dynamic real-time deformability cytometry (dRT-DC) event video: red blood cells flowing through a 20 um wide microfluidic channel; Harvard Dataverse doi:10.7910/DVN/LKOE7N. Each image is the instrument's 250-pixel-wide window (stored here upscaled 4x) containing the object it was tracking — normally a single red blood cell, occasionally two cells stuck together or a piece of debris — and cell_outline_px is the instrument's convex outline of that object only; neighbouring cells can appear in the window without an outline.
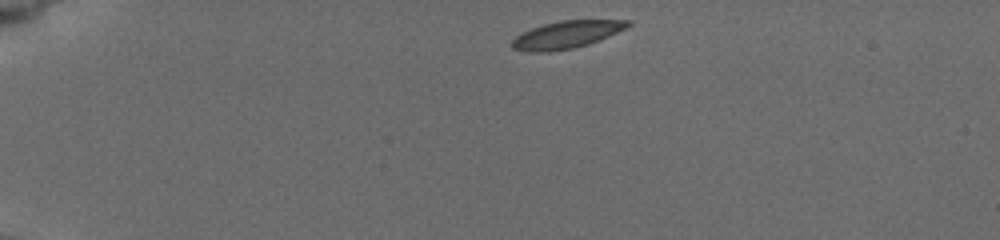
{"species": "common noctule bat (a hibernating species)", "species_latin": "Nyctalus noctula", "temperature_condition": "cold", "stored_images_in_passage": 6, "camera_frame_rate_fps": 3000, "um_per_image_px": 0.085, "animal": {"sex": "female", "body_mass_g": 19.5, "forearm_length_mm": 54.1}, "frame": {"image": 1, "passage_image": 1, "time_ms": 0.0, "image_size_px": [1000, 240], "cell_outline_px": [[632, 24], [608, 36], [588, 44], [572, 48], [548, 52], [524, 52], [512, 48], [512, 40], [516, 36], [532, 28], [544, 24], [560, 20], [632, 20]], "centroid_in_image_um": [48.13, 2.95], "position_along_channel_um": 36.9, "area_um2": 18.32}}